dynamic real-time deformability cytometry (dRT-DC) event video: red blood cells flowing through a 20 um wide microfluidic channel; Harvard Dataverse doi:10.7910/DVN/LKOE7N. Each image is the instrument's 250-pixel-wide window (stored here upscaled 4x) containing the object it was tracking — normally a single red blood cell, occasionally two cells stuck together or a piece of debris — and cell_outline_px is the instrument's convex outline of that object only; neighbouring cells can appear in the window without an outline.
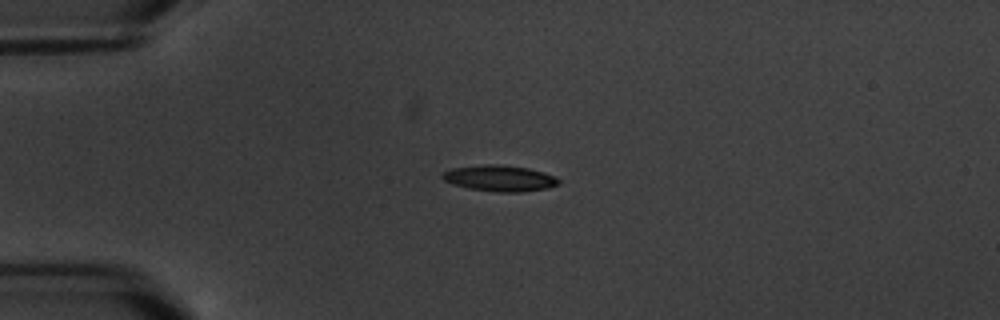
{"species": "common noctule bat (a hibernating species)", "species_latin": "Nyctalus noctula", "temperature_condition": "warm", "stored_images_in_passage": 2, "camera_frame_rate_fps": 3000, "um_per_image_px": 0.085, "animal": {"sex": "male", "body_mass_g": 20.1, "forearm_length_mm": 53.5}, "frame": {"image": 1, "passage_image": 1, "time_ms": 0.0, "image_size_px": [1000, 320], "cell_outline_px": [[560, 184], [548, 188], [524, 192], [496, 192], [468, 188], [452, 184], [444, 180], [440, 176], [444, 172], [452, 168], [484, 164], [500, 164], [528, 168], [544, 172], [556, 176], [560, 180]], "centroid_in_image_um": [42.5, 15.15], "position_along_channel_um": 42.5, "area_um2": 17.86}}